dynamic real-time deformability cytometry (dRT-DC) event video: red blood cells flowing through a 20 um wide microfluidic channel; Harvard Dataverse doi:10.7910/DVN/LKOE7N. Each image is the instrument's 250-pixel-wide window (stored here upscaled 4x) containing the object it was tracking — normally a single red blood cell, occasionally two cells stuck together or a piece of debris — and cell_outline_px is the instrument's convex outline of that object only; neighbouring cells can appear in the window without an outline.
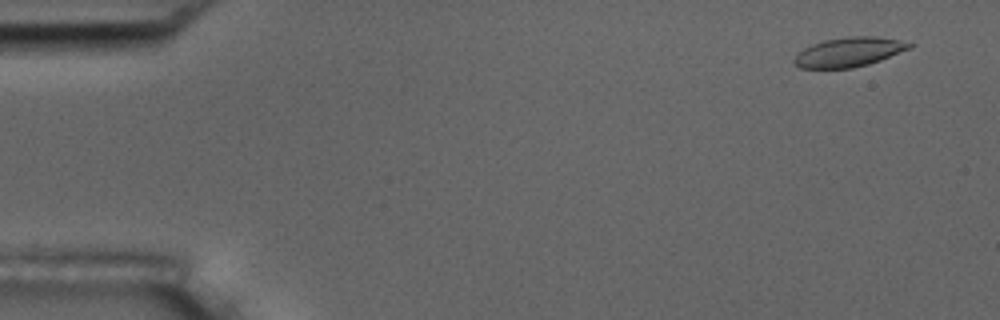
{"species": "common noctule bat (a hibernating species)", "species_latin": "Nyctalus noctula", "temperature_condition": "room temperature", "stored_images_in_passage": 6, "camera_frame_rate_fps": 3000, "um_per_image_px": 0.085, "animal": {"sex": "male", "body_mass_g": 17.5, "forearm_length_mm": 52.3}, "frame": {"image": 1, "passage_image": 2, "time_ms": 1.0, "image_size_px": [1000, 320], "cell_outline_px": [[912, 48], [880, 60], [868, 64], [852, 68], [800, 68], [792, 60], [804, 48], [812, 44], [824, 40], [848, 36], [876, 36], [900, 40], [912, 44]], "centroid_in_image_um": [72.17, 4.42], "position_along_channel_um": 12.8, "area_um2": 19.65}}
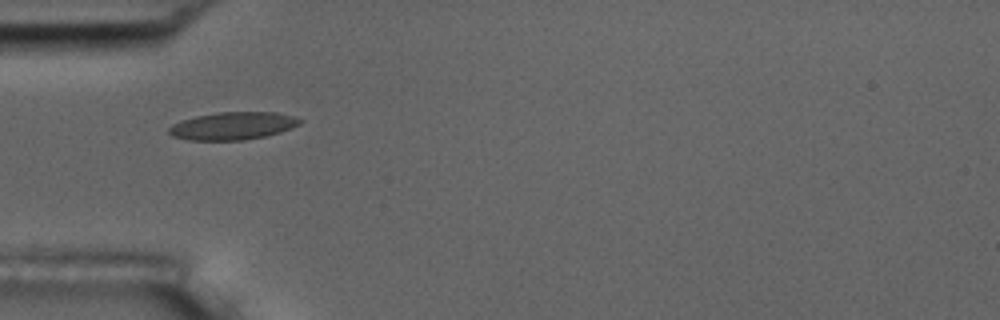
{"frame": {"image": 2, "passage_image": 6, "time_ms": 5.667, "image_size_px": [1000, 320], "cell_outline_px": [[304, 120], [300, 124], [292, 128], [280, 132], [264, 136], [244, 140], [188, 140], [172, 136], [168, 132], [168, 128], [172, 124], [180, 120], [196, 116], [216, 112], [276, 112], [292, 116]], "centroid_in_image_um": [19.77, 10.69], "position_along_channel_um": 65.2, "area_um2": 21.21}}